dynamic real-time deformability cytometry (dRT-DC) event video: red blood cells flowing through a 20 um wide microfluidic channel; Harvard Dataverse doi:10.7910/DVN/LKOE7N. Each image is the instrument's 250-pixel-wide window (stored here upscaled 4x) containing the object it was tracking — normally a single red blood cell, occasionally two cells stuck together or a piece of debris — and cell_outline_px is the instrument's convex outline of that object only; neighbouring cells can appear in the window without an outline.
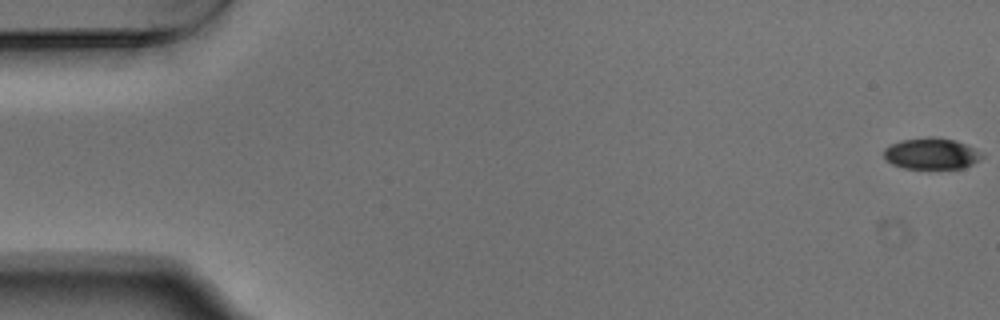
{"species": "Egyptian fruit bat (a non-hibernating species)", "species_latin": "Rousettus aegyptiacus", "temperature_condition": "warm", "stored_images_in_passage": 16, "camera_frame_rate_fps": 3000, "um_per_image_px": 0.085, "animal": {"sex": "male"}, "frame": {"image": 1, "passage_image": 1, "time_ms": 0.0, "image_size_px": [1000, 320], "cell_outline_px": [[984, 156], [972, 164], [964, 168], [904, 168], [892, 164], [884, 156], [884, 148], [900, 140], [928, 136], [936, 136], [956, 140], [984, 152]], "centroid_in_image_um": [79.2, 13.03], "position_along_channel_um": 5.8, "area_um2": 18.03}}
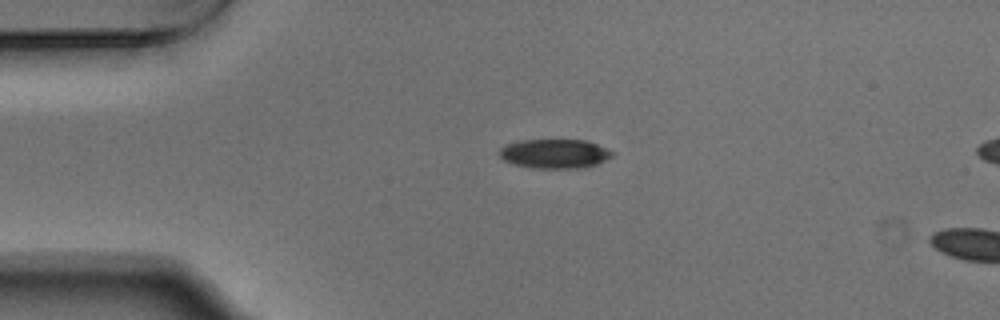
{"frame": {"image": 2, "passage_image": 13, "time_ms": 4.0, "image_size_px": [1000, 320], "cell_outline_px": [[612, 156], [596, 164], [580, 168], [532, 168], [512, 164], [504, 160], [500, 156], [500, 148], [508, 144], [520, 140], [588, 140], [612, 152]], "centroid_in_image_um": [47.11, 13.07], "position_along_channel_um": 37.9, "area_um2": 19.02}}